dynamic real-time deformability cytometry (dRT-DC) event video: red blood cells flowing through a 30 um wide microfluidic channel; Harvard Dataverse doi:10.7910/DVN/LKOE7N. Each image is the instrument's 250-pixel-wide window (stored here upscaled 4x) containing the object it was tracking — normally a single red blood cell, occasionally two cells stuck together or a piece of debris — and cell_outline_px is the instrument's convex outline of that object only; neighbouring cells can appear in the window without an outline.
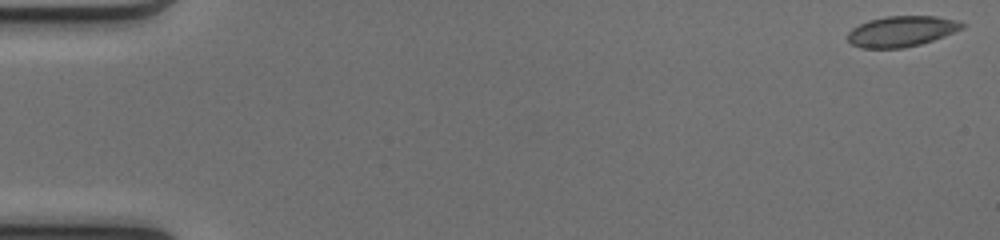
{"species": "common noctule bat (a hibernating species)", "species_latin": "Nyctalus noctula", "temperature_condition": "cold", "stored_images_in_passage": 50, "camera_frame_rate_fps": 3000, "um_per_image_px": 0.085, "animal": {"sex": "female", "body_mass_g": 17.0, "forearm_length_mm": 48.0}, "frame": {"image": 1, "passage_image": 1, "time_ms": 0.0, "image_size_px": [1000, 240], "cell_outline_px": [[968, 24], [964, 28], [944, 36], [920, 44], [904, 48], [860, 48], [852, 44], [848, 40], [848, 32], [852, 28], [868, 20], [884, 16], [936, 16], [956, 20]], "centroid_in_image_um": [76.64, 2.65], "position_along_channel_um": 8.4, "area_um2": 20.52}}
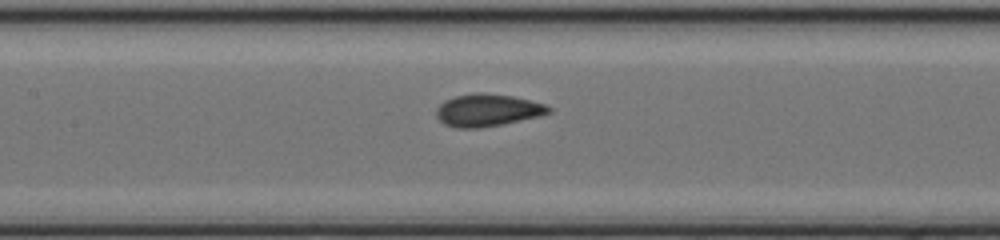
{"frame": {"image": 2, "passage_image": 24, "time_ms": 7.667, "image_size_px": [1000, 240], "cell_outline_px": [[552, 112], [540, 116], [480, 128], [456, 128], [444, 124], [436, 116], [436, 108], [444, 100], [456, 96], [476, 92], [484, 92], [512, 96], [544, 104], [552, 108]], "centroid_in_image_um": [41.42, 9.36], "position_along_channel_um": 166.0, "area_um2": 21.15}}
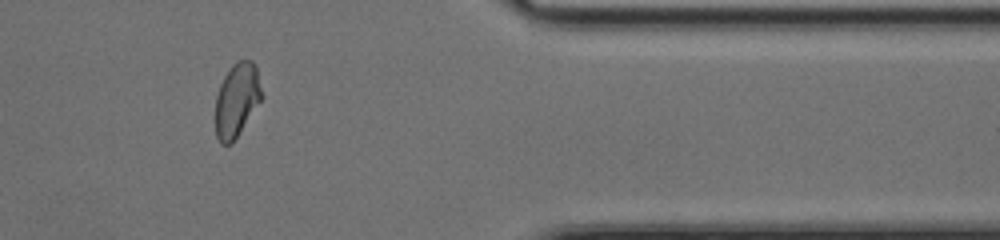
{"frame": {"image": 3, "passage_image": 42, "time_ms": 13.667, "image_size_px": [1000, 240], "cell_outline_px": [[264, 96], [232, 144], [220, 144], [216, 136], [216, 96], [220, 84], [224, 76], [232, 64], [240, 60], [252, 60], [256, 64]], "centroid_in_image_um": [20.15, 8.48], "position_along_channel_um": 391.2, "area_um2": 20.11}, "authors_computed_cell_mechanics": {"area_um2": 20.6346, "velocity_mm_per_s": 4.1251, "shape_relaxation_time_tau1_ms": 6.097, "shape_relaxation_time_tau2_ms": 1.0388, "deformation_change_tau1": 0.1612, "deformation_change_tau2": 0.0431}}